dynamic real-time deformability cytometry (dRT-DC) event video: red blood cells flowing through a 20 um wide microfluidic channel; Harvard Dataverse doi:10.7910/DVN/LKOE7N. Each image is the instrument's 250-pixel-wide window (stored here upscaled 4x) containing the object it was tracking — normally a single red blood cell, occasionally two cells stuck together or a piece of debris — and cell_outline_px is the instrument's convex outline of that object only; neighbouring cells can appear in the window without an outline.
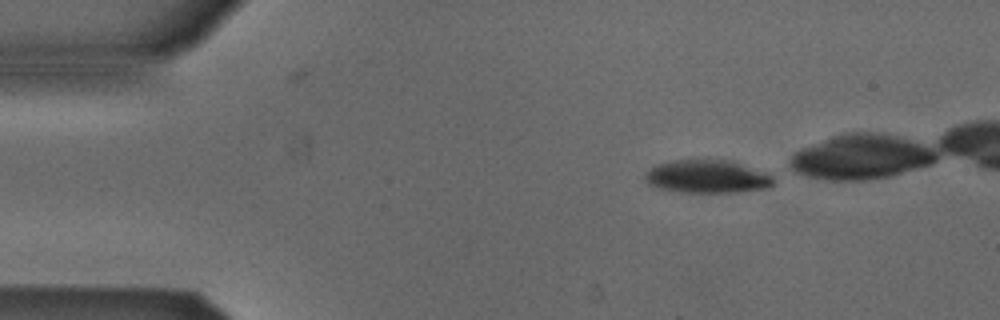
{"species": "Egyptian fruit bat (a non-hibernating species)", "species_latin": "Rousettus aegyptiacus", "temperature_condition": "cold", "stored_images_in_passage": 36, "camera_frame_rate_fps": 3000, "um_per_image_px": 0.085, "animal": {"sex": "male"}, "frame": {"image": 1, "passage_image": 1, "time_ms": 0.0, "image_size_px": [1000, 320], "cell_outline_px": [[776, 180], [768, 188], [740, 192], [680, 192], [660, 188], [648, 184], [644, 180], [644, 172], [656, 164], [672, 160], [736, 160], [764, 172], [772, 176]], "centroid_in_image_um": [60.12, 15.0], "position_along_channel_um": 24.9, "area_um2": 25.09}}
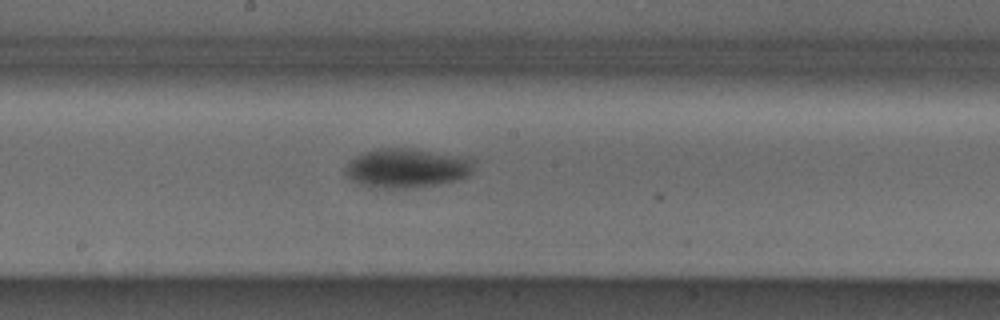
{"frame": {"image": 2, "passage_image": 21, "time_ms": 6.667, "image_size_px": [1000, 320], "cell_outline_px": [[476, 160], [472, 172], [464, 180], [436, 184], [404, 188], [368, 188], [356, 184], [344, 172], [344, 168], [356, 156], [364, 152], [376, 148], [408, 148], [472, 156]], "centroid_in_image_um": [34.65, 14.28], "position_along_channel_um": 213.6, "area_um2": 30.23}}
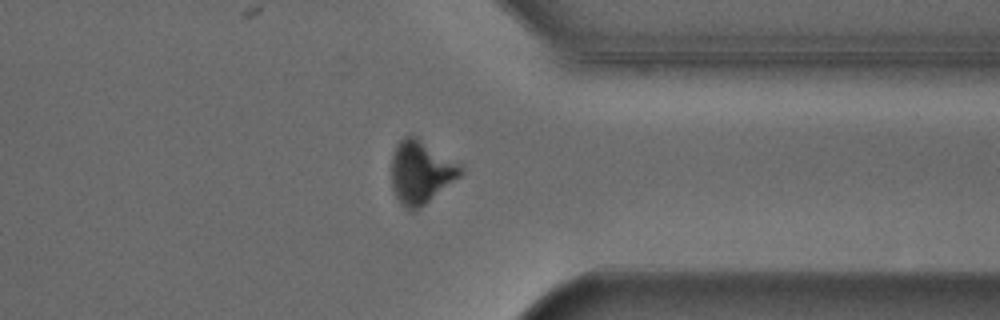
{"frame": {"image": 3, "passage_image": 34, "time_ms": 11.0, "image_size_px": [1000, 320], "cell_outline_px": [[464, 172], [460, 176], [420, 208], [412, 212], [408, 212], [400, 204], [392, 188], [392, 152], [396, 144], [404, 136], [416, 136], [464, 168]], "centroid_in_image_um": [35.73, 14.66], "position_along_channel_um": 375.7, "area_um2": 25.26}}